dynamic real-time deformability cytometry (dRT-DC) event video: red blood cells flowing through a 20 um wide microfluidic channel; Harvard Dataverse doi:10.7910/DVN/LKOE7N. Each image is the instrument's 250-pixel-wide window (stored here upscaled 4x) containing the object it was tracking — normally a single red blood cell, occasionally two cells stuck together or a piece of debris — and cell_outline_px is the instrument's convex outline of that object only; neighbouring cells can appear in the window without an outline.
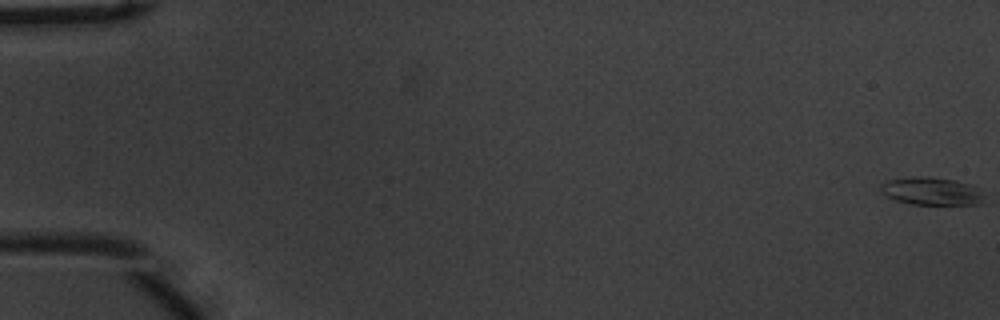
{"species": "common noctule bat (a hibernating species)", "species_latin": "Nyctalus noctula", "temperature_condition": "warm", "stored_images_in_passage": 57, "camera_frame_rate_fps": 3000, "um_per_image_px": 0.085, "animal": {"sex": "male", "body_mass_g": 20.1, "forearm_length_mm": 53.5}, "frame": {"image": 1, "passage_image": 1, "time_ms": 0.0, "image_size_px": [1000, 320], "cell_outline_px": [[984, 204], [912, 204], [896, 200], [880, 192], [880, 184], [888, 180], [912, 176], [928, 176], [956, 180], [972, 184], [984, 196]], "centroid_in_image_um": [79.18, 16.24], "position_along_channel_um": 5.8, "area_um2": 16.88}}
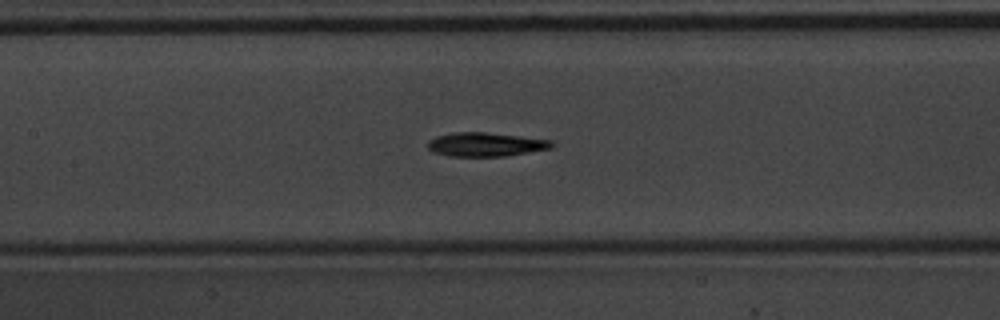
{"frame": {"image": 2, "passage_image": 28, "time_ms": 9.0, "image_size_px": [1000, 320], "cell_outline_px": [[556, 144], [552, 148], [504, 156], [448, 156], [432, 152], [428, 148], [428, 140], [436, 136], [456, 132], [484, 132], [520, 136], [552, 140]], "centroid_in_image_um": [41.28, 12.27], "position_along_channel_um": 166.1, "area_um2": 17.28}}
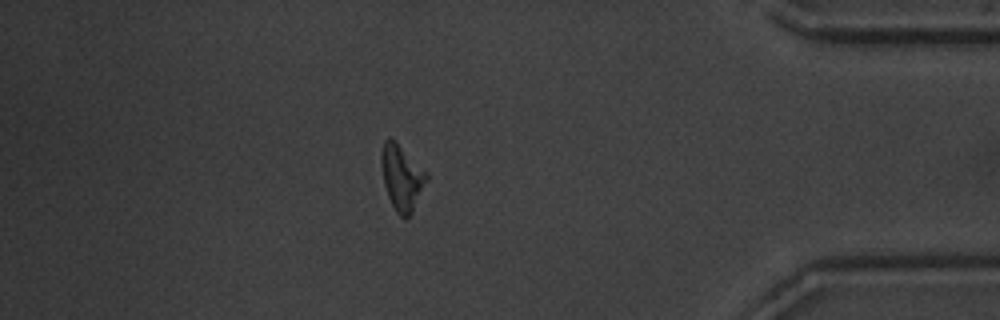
{"frame": {"image": 3, "passage_image": 50, "time_ms": 16.333, "image_size_px": [1000, 320], "cell_outline_px": [[428, 180], [412, 212], [404, 220], [396, 212], [388, 196], [384, 184], [380, 164], [380, 152], [384, 140], [388, 136], [396, 140], [428, 172]], "centroid_in_image_um": [34.15, 15.04], "position_along_channel_um": 401.1, "area_um2": 17.69}, "authors_computed_cell_mechanics": {"area_um2": 17.2244, "velocity_mm_per_s": 3.6787, "shape_relaxation_time_tau1_ms": 2.6435, "shape_relaxation_time_tau2_ms": 10.2543, "deformation_change_tau1": 0.1484, "deformation_change_tau2": 0.2384}}